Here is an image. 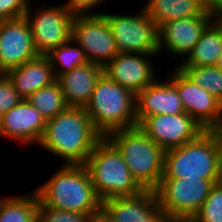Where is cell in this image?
<instances>
[{
    "instance_id": "cell-29",
    "label": "cell",
    "mask_w": 222,
    "mask_h": 222,
    "mask_svg": "<svg viewBox=\"0 0 222 222\" xmlns=\"http://www.w3.org/2000/svg\"><path fill=\"white\" fill-rule=\"evenodd\" d=\"M22 98L6 74L0 73V117L15 107Z\"/></svg>"
},
{
    "instance_id": "cell-32",
    "label": "cell",
    "mask_w": 222,
    "mask_h": 222,
    "mask_svg": "<svg viewBox=\"0 0 222 222\" xmlns=\"http://www.w3.org/2000/svg\"><path fill=\"white\" fill-rule=\"evenodd\" d=\"M206 10L216 12L222 7V0H198Z\"/></svg>"
},
{
    "instance_id": "cell-27",
    "label": "cell",
    "mask_w": 222,
    "mask_h": 222,
    "mask_svg": "<svg viewBox=\"0 0 222 222\" xmlns=\"http://www.w3.org/2000/svg\"><path fill=\"white\" fill-rule=\"evenodd\" d=\"M192 222H222V188L215 184Z\"/></svg>"
},
{
    "instance_id": "cell-10",
    "label": "cell",
    "mask_w": 222,
    "mask_h": 222,
    "mask_svg": "<svg viewBox=\"0 0 222 222\" xmlns=\"http://www.w3.org/2000/svg\"><path fill=\"white\" fill-rule=\"evenodd\" d=\"M168 78L178 90L185 113L205 130L222 131V103L218 99L197 85L178 66Z\"/></svg>"
},
{
    "instance_id": "cell-18",
    "label": "cell",
    "mask_w": 222,
    "mask_h": 222,
    "mask_svg": "<svg viewBox=\"0 0 222 222\" xmlns=\"http://www.w3.org/2000/svg\"><path fill=\"white\" fill-rule=\"evenodd\" d=\"M182 113H185L182 100L168 77L163 81L157 78L136 96L137 125L149 116Z\"/></svg>"
},
{
    "instance_id": "cell-8",
    "label": "cell",
    "mask_w": 222,
    "mask_h": 222,
    "mask_svg": "<svg viewBox=\"0 0 222 222\" xmlns=\"http://www.w3.org/2000/svg\"><path fill=\"white\" fill-rule=\"evenodd\" d=\"M215 182L204 179L161 178L155 189L164 218L191 220Z\"/></svg>"
},
{
    "instance_id": "cell-24",
    "label": "cell",
    "mask_w": 222,
    "mask_h": 222,
    "mask_svg": "<svg viewBox=\"0 0 222 222\" xmlns=\"http://www.w3.org/2000/svg\"><path fill=\"white\" fill-rule=\"evenodd\" d=\"M46 56L50 61L56 79L60 75L89 62L84 50L72 39V37L63 45L52 49Z\"/></svg>"
},
{
    "instance_id": "cell-2",
    "label": "cell",
    "mask_w": 222,
    "mask_h": 222,
    "mask_svg": "<svg viewBox=\"0 0 222 222\" xmlns=\"http://www.w3.org/2000/svg\"><path fill=\"white\" fill-rule=\"evenodd\" d=\"M39 206L94 215L102 208L85 165L63 164L33 189Z\"/></svg>"
},
{
    "instance_id": "cell-1",
    "label": "cell",
    "mask_w": 222,
    "mask_h": 222,
    "mask_svg": "<svg viewBox=\"0 0 222 222\" xmlns=\"http://www.w3.org/2000/svg\"><path fill=\"white\" fill-rule=\"evenodd\" d=\"M102 137L94 128L85 108L67 107L46 120L37 147L65 160L63 164L84 165Z\"/></svg>"
},
{
    "instance_id": "cell-33",
    "label": "cell",
    "mask_w": 222,
    "mask_h": 222,
    "mask_svg": "<svg viewBox=\"0 0 222 222\" xmlns=\"http://www.w3.org/2000/svg\"><path fill=\"white\" fill-rule=\"evenodd\" d=\"M90 222H115L103 208L92 215Z\"/></svg>"
},
{
    "instance_id": "cell-11",
    "label": "cell",
    "mask_w": 222,
    "mask_h": 222,
    "mask_svg": "<svg viewBox=\"0 0 222 222\" xmlns=\"http://www.w3.org/2000/svg\"><path fill=\"white\" fill-rule=\"evenodd\" d=\"M71 37L84 50L89 62L102 67L118 54L113 34L101 14L75 15Z\"/></svg>"
},
{
    "instance_id": "cell-25",
    "label": "cell",
    "mask_w": 222,
    "mask_h": 222,
    "mask_svg": "<svg viewBox=\"0 0 222 222\" xmlns=\"http://www.w3.org/2000/svg\"><path fill=\"white\" fill-rule=\"evenodd\" d=\"M26 100L34 106L46 120L55 117L68 107L60 83L57 80L46 87L38 89Z\"/></svg>"
},
{
    "instance_id": "cell-7",
    "label": "cell",
    "mask_w": 222,
    "mask_h": 222,
    "mask_svg": "<svg viewBox=\"0 0 222 222\" xmlns=\"http://www.w3.org/2000/svg\"><path fill=\"white\" fill-rule=\"evenodd\" d=\"M136 12L100 14L110 27L118 53L159 54L158 27L143 7Z\"/></svg>"
},
{
    "instance_id": "cell-26",
    "label": "cell",
    "mask_w": 222,
    "mask_h": 222,
    "mask_svg": "<svg viewBox=\"0 0 222 222\" xmlns=\"http://www.w3.org/2000/svg\"><path fill=\"white\" fill-rule=\"evenodd\" d=\"M197 85L206 89L222 103V70L217 66H178Z\"/></svg>"
},
{
    "instance_id": "cell-30",
    "label": "cell",
    "mask_w": 222,
    "mask_h": 222,
    "mask_svg": "<svg viewBox=\"0 0 222 222\" xmlns=\"http://www.w3.org/2000/svg\"><path fill=\"white\" fill-rule=\"evenodd\" d=\"M31 3L30 0H0V20L24 17Z\"/></svg>"
},
{
    "instance_id": "cell-37",
    "label": "cell",
    "mask_w": 222,
    "mask_h": 222,
    "mask_svg": "<svg viewBox=\"0 0 222 222\" xmlns=\"http://www.w3.org/2000/svg\"><path fill=\"white\" fill-rule=\"evenodd\" d=\"M215 66H217L219 69L222 70V53L221 55L219 56V58L217 59V62L215 64Z\"/></svg>"
},
{
    "instance_id": "cell-19",
    "label": "cell",
    "mask_w": 222,
    "mask_h": 222,
    "mask_svg": "<svg viewBox=\"0 0 222 222\" xmlns=\"http://www.w3.org/2000/svg\"><path fill=\"white\" fill-rule=\"evenodd\" d=\"M104 73V67L88 62L60 75V83L68 107H83L89 103L94 87Z\"/></svg>"
},
{
    "instance_id": "cell-5",
    "label": "cell",
    "mask_w": 222,
    "mask_h": 222,
    "mask_svg": "<svg viewBox=\"0 0 222 222\" xmlns=\"http://www.w3.org/2000/svg\"><path fill=\"white\" fill-rule=\"evenodd\" d=\"M84 165L102 202L144 190L132 176L121 152L107 137L96 143Z\"/></svg>"
},
{
    "instance_id": "cell-6",
    "label": "cell",
    "mask_w": 222,
    "mask_h": 222,
    "mask_svg": "<svg viewBox=\"0 0 222 222\" xmlns=\"http://www.w3.org/2000/svg\"><path fill=\"white\" fill-rule=\"evenodd\" d=\"M121 152L132 176L143 189L155 190L163 176L165 151L138 126L106 136Z\"/></svg>"
},
{
    "instance_id": "cell-36",
    "label": "cell",
    "mask_w": 222,
    "mask_h": 222,
    "mask_svg": "<svg viewBox=\"0 0 222 222\" xmlns=\"http://www.w3.org/2000/svg\"><path fill=\"white\" fill-rule=\"evenodd\" d=\"M163 222H192L191 220H185V219H167L165 218Z\"/></svg>"
},
{
    "instance_id": "cell-17",
    "label": "cell",
    "mask_w": 222,
    "mask_h": 222,
    "mask_svg": "<svg viewBox=\"0 0 222 222\" xmlns=\"http://www.w3.org/2000/svg\"><path fill=\"white\" fill-rule=\"evenodd\" d=\"M0 119L5 139L25 145H38L46 125V119L26 99H22Z\"/></svg>"
},
{
    "instance_id": "cell-21",
    "label": "cell",
    "mask_w": 222,
    "mask_h": 222,
    "mask_svg": "<svg viewBox=\"0 0 222 222\" xmlns=\"http://www.w3.org/2000/svg\"><path fill=\"white\" fill-rule=\"evenodd\" d=\"M141 7L158 29L168 21L198 17L206 11L198 0H148Z\"/></svg>"
},
{
    "instance_id": "cell-39",
    "label": "cell",
    "mask_w": 222,
    "mask_h": 222,
    "mask_svg": "<svg viewBox=\"0 0 222 222\" xmlns=\"http://www.w3.org/2000/svg\"><path fill=\"white\" fill-rule=\"evenodd\" d=\"M5 198V196L4 197H0V206H1V202H2V200Z\"/></svg>"
},
{
    "instance_id": "cell-35",
    "label": "cell",
    "mask_w": 222,
    "mask_h": 222,
    "mask_svg": "<svg viewBox=\"0 0 222 222\" xmlns=\"http://www.w3.org/2000/svg\"><path fill=\"white\" fill-rule=\"evenodd\" d=\"M214 19L217 21V23L222 27V7H220L215 13H214Z\"/></svg>"
},
{
    "instance_id": "cell-23",
    "label": "cell",
    "mask_w": 222,
    "mask_h": 222,
    "mask_svg": "<svg viewBox=\"0 0 222 222\" xmlns=\"http://www.w3.org/2000/svg\"><path fill=\"white\" fill-rule=\"evenodd\" d=\"M39 199L34 190L5 196L0 206V222H38Z\"/></svg>"
},
{
    "instance_id": "cell-3",
    "label": "cell",
    "mask_w": 222,
    "mask_h": 222,
    "mask_svg": "<svg viewBox=\"0 0 222 222\" xmlns=\"http://www.w3.org/2000/svg\"><path fill=\"white\" fill-rule=\"evenodd\" d=\"M221 151L222 131L205 130L196 139L165 151L162 178L215 182Z\"/></svg>"
},
{
    "instance_id": "cell-13",
    "label": "cell",
    "mask_w": 222,
    "mask_h": 222,
    "mask_svg": "<svg viewBox=\"0 0 222 222\" xmlns=\"http://www.w3.org/2000/svg\"><path fill=\"white\" fill-rule=\"evenodd\" d=\"M39 56L25 17L0 20V73Z\"/></svg>"
},
{
    "instance_id": "cell-20",
    "label": "cell",
    "mask_w": 222,
    "mask_h": 222,
    "mask_svg": "<svg viewBox=\"0 0 222 222\" xmlns=\"http://www.w3.org/2000/svg\"><path fill=\"white\" fill-rule=\"evenodd\" d=\"M15 90L22 99H27L32 93L56 81L53 68L46 55L25 62L6 73Z\"/></svg>"
},
{
    "instance_id": "cell-16",
    "label": "cell",
    "mask_w": 222,
    "mask_h": 222,
    "mask_svg": "<svg viewBox=\"0 0 222 222\" xmlns=\"http://www.w3.org/2000/svg\"><path fill=\"white\" fill-rule=\"evenodd\" d=\"M102 208L115 222H163L155 190L144 189L132 196H119L102 202Z\"/></svg>"
},
{
    "instance_id": "cell-34",
    "label": "cell",
    "mask_w": 222,
    "mask_h": 222,
    "mask_svg": "<svg viewBox=\"0 0 222 222\" xmlns=\"http://www.w3.org/2000/svg\"><path fill=\"white\" fill-rule=\"evenodd\" d=\"M217 187L222 188V151L220 153V157L218 160L217 170H216V178L215 183Z\"/></svg>"
},
{
    "instance_id": "cell-15",
    "label": "cell",
    "mask_w": 222,
    "mask_h": 222,
    "mask_svg": "<svg viewBox=\"0 0 222 222\" xmlns=\"http://www.w3.org/2000/svg\"><path fill=\"white\" fill-rule=\"evenodd\" d=\"M155 56L159 54L118 53L104 66V74L137 96L159 78L151 61Z\"/></svg>"
},
{
    "instance_id": "cell-38",
    "label": "cell",
    "mask_w": 222,
    "mask_h": 222,
    "mask_svg": "<svg viewBox=\"0 0 222 222\" xmlns=\"http://www.w3.org/2000/svg\"><path fill=\"white\" fill-rule=\"evenodd\" d=\"M0 137L4 138L3 131H2V126H1V119H0Z\"/></svg>"
},
{
    "instance_id": "cell-28",
    "label": "cell",
    "mask_w": 222,
    "mask_h": 222,
    "mask_svg": "<svg viewBox=\"0 0 222 222\" xmlns=\"http://www.w3.org/2000/svg\"><path fill=\"white\" fill-rule=\"evenodd\" d=\"M90 214L39 206L38 222H90Z\"/></svg>"
},
{
    "instance_id": "cell-14",
    "label": "cell",
    "mask_w": 222,
    "mask_h": 222,
    "mask_svg": "<svg viewBox=\"0 0 222 222\" xmlns=\"http://www.w3.org/2000/svg\"><path fill=\"white\" fill-rule=\"evenodd\" d=\"M214 20V12L206 10L198 17L181 18L164 23L158 29L159 56L164 53L186 58L199 41L202 32Z\"/></svg>"
},
{
    "instance_id": "cell-9",
    "label": "cell",
    "mask_w": 222,
    "mask_h": 222,
    "mask_svg": "<svg viewBox=\"0 0 222 222\" xmlns=\"http://www.w3.org/2000/svg\"><path fill=\"white\" fill-rule=\"evenodd\" d=\"M32 7L34 5L31 4L24 17L30 26L37 52L47 55L71 38L75 14L63 3L39 5L36 10Z\"/></svg>"
},
{
    "instance_id": "cell-31",
    "label": "cell",
    "mask_w": 222,
    "mask_h": 222,
    "mask_svg": "<svg viewBox=\"0 0 222 222\" xmlns=\"http://www.w3.org/2000/svg\"><path fill=\"white\" fill-rule=\"evenodd\" d=\"M104 0H67L64 2L75 15L100 14L91 10L99 7ZM106 1V0H105Z\"/></svg>"
},
{
    "instance_id": "cell-12",
    "label": "cell",
    "mask_w": 222,
    "mask_h": 222,
    "mask_svg": "<svg viewBox=\"0 0 222 222\" xmlns=\"http://www.w3.org/2000/svg\"><path fill=\"white\" fill-rule=\"evenodd\" d=\"M137 126L164 151L180 147L205 131L187 113L149 116Z\"/></svg>"
},
{
    "instance_id": "cell-4",
    "label": "cell",
    "mask_w": 222,
    "mask_h": 222,
    "mask_svg": "<svg viewBox=\"0 0 222 222\" xmlns=\"http://www.w3.org/2000/svg\"><path fill=\"white\" fill-rule=\"evenodd\" d=\"M85 111L103 137L115 130L137 126L136 95L104 73L97 81Z\"/></svg>"
},
{
    "instance_id": "cell-22",
    "label": "cell",
    "mask_w": 222,
    "mask_h": 222,
    "mask_svg": "<svg viewBox=\"0 0 222 222\" xmlns=\"http://www.w3.org/2000/svg\"><path fill=\"white\" fill-rule=\"evenodd\" d=\"M222 53V27L214 19L189 55L177 66H214Z\"/></svg>"
}]
</instances>
